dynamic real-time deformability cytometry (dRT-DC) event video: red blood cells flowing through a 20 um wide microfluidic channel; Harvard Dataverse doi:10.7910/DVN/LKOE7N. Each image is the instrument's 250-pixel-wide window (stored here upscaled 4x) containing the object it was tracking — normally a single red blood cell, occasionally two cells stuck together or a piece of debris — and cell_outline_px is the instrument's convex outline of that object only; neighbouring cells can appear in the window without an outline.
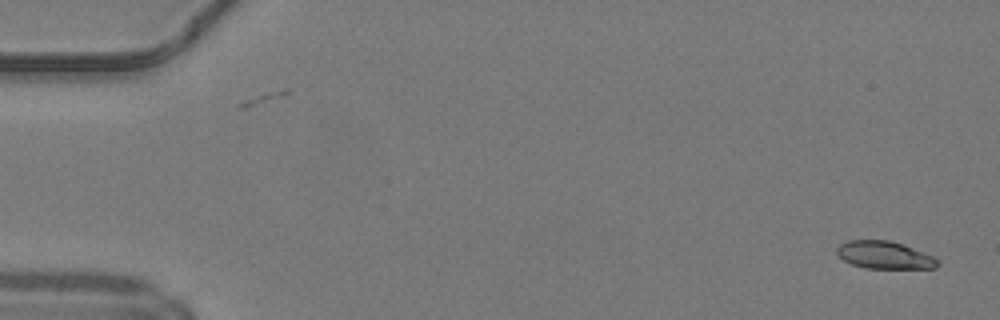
{"species": "common noctule bat (a hibernating species)", "species_latin": "Nyctalus noctula", "temperature_condition": "warm", "stored_images_in_passage": 15, "camera_frame_rate_fps": 3000, "um_per_image_px": 0.085, "animal": {"sex": "male", "body_mass_g": 19.2, "forearm_length_mm": 51.8}, "frame": {"image": 1, "passage_image": 1, "time_ms": 0.0, "image_size_px": [1000, 320], "cell_outline_px": [[940, 264], [936, 268], [864, 268], [852, 264], [844, 260], [836, 252], [836, 248], [840, 244], [848, 240], [888, 240], [912, 248], [932, 256], [940, 260]], "centroid_in_image_um": [75.17, 21.68], "position_along_channel_um": 9.8, "area_um2": 16.01}}
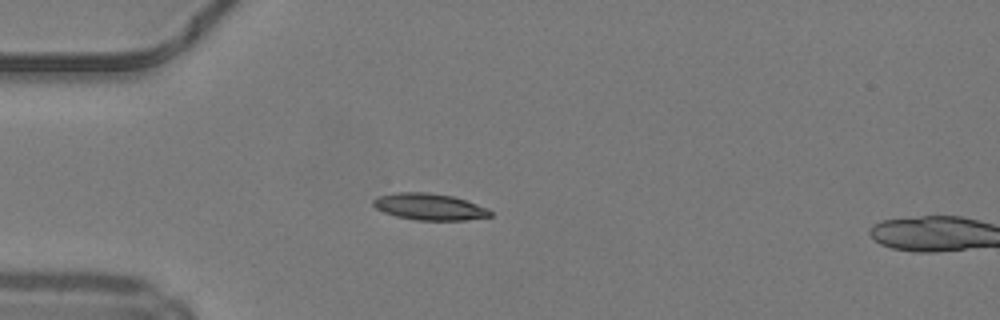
{"frame": {"image": 2, "passage_image": 13, "time_ms": 4.0, "image_size_px": [1000, 320], "cell_outline_px": [[492, 216], [464, 220], [416, 220], [396, 216], [384, 212], [376, 208], [372, 204], [372, 200], [376, 196], [396, 192], [428, 192], [452, 196], [488, 208], [492, 212]], "centroid_in_image_um": [36.47, 17.57], "position_along_channel_um": 48.5, "area_um2": 18.15}}